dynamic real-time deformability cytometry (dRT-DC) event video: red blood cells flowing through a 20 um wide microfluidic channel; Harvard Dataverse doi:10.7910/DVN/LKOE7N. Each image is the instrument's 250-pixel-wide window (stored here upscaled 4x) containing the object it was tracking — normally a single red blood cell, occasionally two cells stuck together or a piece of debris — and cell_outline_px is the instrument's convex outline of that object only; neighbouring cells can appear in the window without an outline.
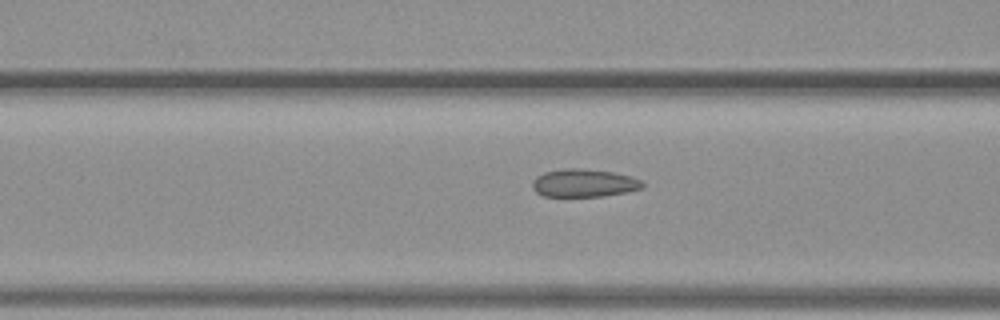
{"species": "common noctule bat (a hibernating species)", "species_latin": "Nyctalus noctula", "temperature_condition": "warm", "stored_images_in_passage": 37, "camera_frame_rate_fps": 3000, "um_per_image_px": 0.085, "animal": {"sex": "female", "body_mass_g": 19.3, "forearm_length_mm": 54.1}, "frame": {"image": 1, "passage_image": 16, "time_ms": 5.0, "image_size_px": [1000, 320], "cell_outline_px": [[644, 188], [628, 192], [604, 196], [544, 196], [536, 192], [532, 188], [532, 180], [536, 176], [544, 172], [564, 168], [576, 168], [612, 172], [632, 176], [640, 180], [644, 184]], "centroid_in_image_um": [49.64, 15.56], "position_along_channel_um": 117.0, "area_um2": 18.03}}
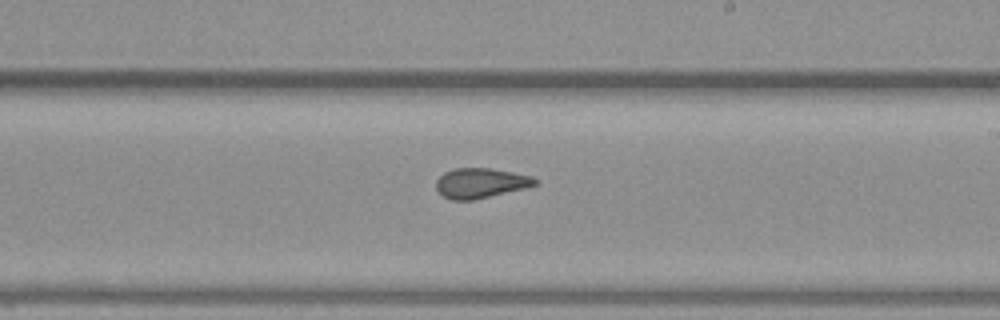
{"frame": {"image": 2, "passage_image": 26, "time_ms": 8.333, "image_size_px": [1000, 320], "cell_outline_px": [[536, 184], [524, 188], [472, 200], [452, 200], [444, 196], [436, 188], [436, 180], [444, 172], [456, 168], [488, 168], [512, 172], [532, 176], [536, 180]], "centroid_in_image_um": [40.82, 15.55], "position_along_channel_um": 248.2, "area_um2": 16.94}}
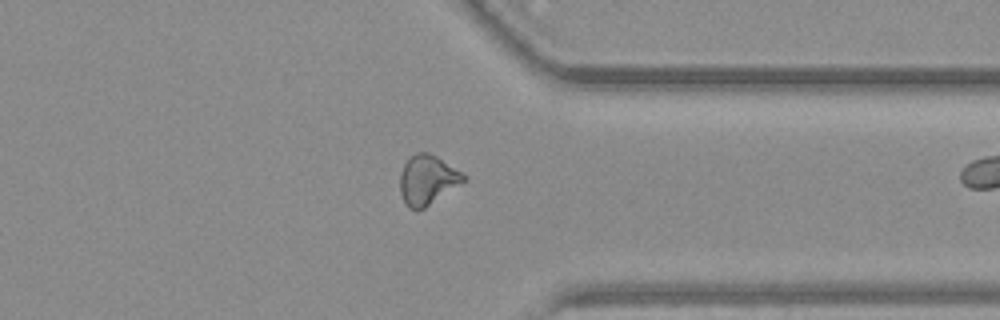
{"frame": {"image": 3, "passage_image": 36, "time_ms": 11.667, "image_size_px": [1000, 320], "cell_outline_px": [[468, 180], [424, 208], [408, 208], [404, 204], [400, 192], [400, 172], [404, 164], [416, 152], [428, 152], [436, 156], [464, 172], [468, 176]], "centroid_in_image_um": [36.37, 15.28], "position_along_channel_um": 375.0, "area_um2": 18.55}}